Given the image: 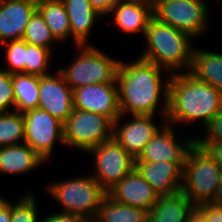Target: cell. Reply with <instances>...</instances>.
<instances>
[{"instance_id": "f546056e", "label": "cell", "mask_w": 222, "mask_h": 222, "mask_svg": "<svg viewBox=\"0 0 222 222\" xmlns=\"http://www.w3.org/2000/svg\"><path fill=\"white\" fill-rule=\"evenodd\" d=\"M6 61L9 68L5 69L9 74L25 73L26 42L23 39L6 41Z\"/></svg>"}, {"instance_id": "277c9868", "label": "cell", "mask_w": 222, "mask_h": 222, "mask_svg": "<svg viewBox=\"0 0 222 222\" xmlns=\"http://www.w3.org/2000/svg\"><path fill=\"white\" fill-rule=\"evenodd\" d=\"M221 172L207 151L194 143L185 157L181 191L195 207L212 203Z\"/></svg>"}, {"instance_id": "e575fe53", "label": "cell", "mask_w": 222, "mask_h": 222, "mask_svg": "<svg viewBox=\"0 0 222 222\" xmlns=\"http://www.w3.org/2000/svg\"><path fill=\"white\" fill-rule=\"evenodd\" d=\"M82 217L68 212L53 213L38 222H78Z\"/></svg>"}, {"instance_id": "5b68a950", "label": "cell", "mask_w": 222, "mask_h": 222, "mask_svg": "<svg viewBox=\"0 0 222 222\" xmlns=\"http://www.w3.org/2000/svg\"><path fill=\"white\" fill-rule=\"evenodd\" d=\"M79 55L67 68H58L72 90L90 84L117 83L119 62L92 45H77Z\"/></svg>"}, {"instance_id": "52a82bcc", "label": "cell", "mask_w": 222, "mask_h": 222, "mask_svg": "<svg viewBox=\"0 0 222 222\" xmlns=\"http://www.w3.org/2000/svg\"><path fill=\"white\" fill-rule=\"evenodd\" d=\"M113 121L103 115L73 109L63 124L64 144L88 152L113 138Z\"/></svg>"}, {"instance_id": "836d02e7", "label": "cell", "mask_w": 222, "mask_h": 222, "mask_svg": "<svg viewBox=\"0 0 222 222\" xmlns=\"http://www.w3.org/2000/svg\"><path fill=\"white\" fill-rule=\"evenodd\" d=\"M203 147L207 153L218 163L222 168V142H195Z\"/></svg>"}, {"instance_id": "d4e9b609", "label": "cell", "mask_w": 222, "mask_h": 222, "mask_svg": "<svg viewBox=\"0 0 222 222\" xmlns=\"http://www.w3.org/2000/svg\"><path fill=\"white\" fill-rule=\"evenodd\" d=\"M96 217L99 222H148V211L117 202L107 195Z\"/></svg>"}, {"instance_id": "7402d4cb", "label": "cell", "mask_w": 222, "mask_h": 222, "mask_svg": "<svg viewBox=\"0 0 222 222\" xmlns=\"http://www.w3.org/2000/svg\"><path fill=\"white\" fill-rule=\"evenodd\" d=\"M198 80L222 92V54L193 49L191 70Z\"/></svg>"}, {"instance_id": "9a60e30c", "label": "cell", "mask_w": 222, "mask_h": 222, "mask_svg": "<svg viewBox=\"0 0 222 222\" xmlns=\"http://www.w3.org/2000/svg\"><path fill=\"white\" fill-rule=\"evenodd\" d=\"M184 163L135 161V169L148 181L158 196L173 195L181 191Z\"/></svg>"}, {"instance_id": "7a4b0ae2", "label": "cell", "mask_w": 222, "mask_h": 222, "mask_svg": "<svg viewBox=\"0 0 222 222\" xmlns=\"http://www.w3.org/2000/svg\"><path fill=\"white\" fill-rule=\"evenodd\" d=\"M168 75L166 124L173 126L200 120L205 126L222 111V92L187 71Z\"/></svg>"}, {"instance_id": "5bb4252c", "label": "cell", "mask_w": 222, "mask_h": 222, "mask_svg": "<svg viewBox=\"0 0 222 222\" xmlns=\"http://www.w3.org/2000/svg\"><path fill=\"white\" fill-rule=\"evenodd\" d=\"M171 125L165 124L144 147L143 152L135 161L143 162H185L190 147L195 143L194 138L180 143L176 139Z\"/></svg>"}, {"instance_id": "f1b7e54d", "label": "cell", "mask_w": 222, "mask_h": 222, "mask_svg": "<svg viewBox=\"0 0 222 222\" xmlns=\"http://www.w3.org/2000/svg\"><path fill=\"white\" fill-rule=\"evenodd\" d=\"M32 193H27L18 199L16 204L11 203V222H38L37 200Z\"/></svg>"}, {"instance_id": "6da1fadb", "label": "cell", "mask_w": 222, "mask_h": 222, "mask_svg": "<svg viewBox=\"0 0 222 222\" xmlns=\"http://www.w3.org/2000/svg\"><path fill=\"white\" fill-rule=\"evenodd\" d=\"M162 70L164 68L140 57L128 64L119 62L116 82L121 117L128 113L131 116L154 115L163 95V102H160L163 107L158 112L166 122L169 80L163 83Z\"/></svg>"}, {"instance_id": "4fadbf2b", "label": "cell", "mask_w": 222, "mask_h": 222, "mask_svg": "<svg viewBox=\"0 0 222 222\" xmlns=\"http://www.w3.org/2000/svg\"><path fill=\"white\" fill-rule=\"evenodd\" d=\"M155 115H133L131 121H126L122 125L120 116L113 123V138L133 157L138 158L143 152L147 143L155 136L162 127L153 122Z\"/></svg>"}, {"instance_id": "ffe728a7", "label": "cell", "mask_w": 222, "mask_h": 222, "mask_svg": "<svg viewBox=\"0 0 222 222\" xmlns=\"http://www.w3.org/2000/svg\"><path fill=\"white\" fill-rule=\"evenodd\" d=\"M69 17L75 45H87L88 36L97 18L103 17L88 0H61Z\"/></svg>"}, {"instance_id": "8d00e7d4", "label": "cell", "mask_w": 222, "mask_h": 222, "mask_svg": "<svg viewBox=\"0 0 222 222\" xmlns=\"http://www.w3.org/2000/svg\"><path fill=\"white\" fill-rule=\"evenodd\" d=\"M0 222H11V203L0 196Z\"/></svg>"}, {"instance_id": "ba28073f", "label": "cell", "mask_w": 222, "mask_h": 222, "mask_svg": "<svg viewBox=\"0 0 222 222\" xmlns=\"http://www.w3.org/2000/svg\"><path fill=\"white\" fill-rule=\"evenodd\" d=\"M154 17L193 38L207 32L209 10L204 0H152ZM208 14V15H207Z\"/></svg>"}, {"instance_id": "603a6c76", "label": "cell", "mask_w": 222, "mask_h": 222, "mask_svg": "<svg viewBox=\"0 0 222 222\" xmlns=\"http://www.w3.org/2000/svg\"><path fill=\"white\" fill-rule=\"evenodd\" d=\"M37 11L58 42H63L68 37H72L69 17L61 0H37Z\"/></svg>"}, {"instance_id": "4316f807", "label": "cell", "mask_w": 222, "mask_h": 222, "mask_svg": "<svg viewBox=\"0 0 222 222\" xmlns=\"http://www.w3.org/2000/svg\"><path fill=\"white\" fill-rule=\"evenodd\" d=\"M22 39L29 44L42 46L49 50H51V42H57L52 35L50 28L38 11H36L31 17Z\"/></svg>"}, {"instance_id": "ab89813d", "label": "cell", "mask_w": 222, "mask_h": 222, "mask_svg": "<svg viewBox=\"0 0 222 222\" xmlns=\"http://www.w3.org/2000/svg\"><path fill=\"white\" fill-rule=\"evenodd\" d=\"M120 2H132V3H140V2H153L152 0H116V3Z\"/></svg>"}, {"instance_id": "7c38bea8", "label": "cell", "mask_w": 222, "mask_h": 222, "mask_svg": "<svg viewBox=\"0 0 222 222\" xmlns=\"http://www.w3.org/2000/svg\"><path fill=\"white\" fill-rule=\"evenodd\" d=\"M57 73L40 76L38 108L64 124L73 111V90L63 75Z\"/></svg>"}, {"instance_id": "ac0fdd59", "label": "cell", "mask_w": 222, "mask_h": 222, "mask_svg": "<svg viewBox=\"0 0 222 222\" xmlns=\"http://www.w3.org/2000/svg\"><path fill=\"white\" fill-rule=\"evenodd\" d=\"M195 208L182 191L159 196L148 212V222H188Z\"/></svg>"}, {"instance_id": "f35d334b", "label": "cell", "mask_w": 222, "mask_h": 222, "mask_svg": "<svg viewBox=\"0 0 222 222\" xmlns=\"http://www.w3.org/2000/svg\"><path fill=\"white\" fill-rule=\"evenodd\" d=\"M78 222H99L97 217H82Z\"/></svg>"}, {"instance_id": "484cf974", "label": "cell", "mask_w": 222, "mask_h": 222, "mask_svg": "<svg viewBox=\"0 0 222 222\" xmlns=\"http://www.w3.org/2000/svg\"><path fill=\"white\" fill-rule=\"evenodd\" d=\"M24 143V120L18 111L0 113V147Z\"/></svg>"}, {"instance_id": "d6986e66", "label": "cell", "mask_w": 222, "mask_h": 222, "mask_svg": "<svg viewBox=\"0 0 222 222\" xmlns=\"http://www.w3.org/2000/svg\"><path fill=\"white\" fill-rule=\"evenodd\" d=\"M112 12L115 24L128 34L141 32L145 35L149 21L154 17L153 2H120L112 7Z\"/></svg>"}, {"instance_id": "d6a6232c", "label": "cell", "mask_w": 222, "mask_h": 222, "mask_svg": "<svg viewBox=\"0 0 222 222\" xmlns=\"http://www.w3.org/2000/svg\"><path fill=\"white\" fill-rule=\"evenodd\" d=\"M194 215L201 222H222V206L207 203L196 207Z\"/></svg>"}, {"instance_id": "1f68e13d", "label": "cell", "mask_w": 222, "mask_h": 222, "mask_svg": "<svg viewBox=\"0 0 222 222\" xmlns=\"http://www.w3.org/2000/svg\"><path fill=\"white\" fill-rule=\"evenodd\" d=\"M206 136L196 137L195 142H222V111L217 113L205 126Z\"/></svg>"}, {"instance_id": "44dd1931", "label": "cell", "mask_w": 222, "mask_h": 222, "mask_svg": "<svg viewBox=\"0 0 222 222\" xmlns=\"http://www.w3.org/2000/svg\"><path fill=\"white\" fill-rule=\"evenodd\" d=\"M44 162L26 143L0 147L1 173L19 175L34 170Z\"/></svg>"}, {"instance_id": "83f0119b", "label": "cell", "mask_w": 222, "mask_h": 222, "mask_svg": "<svg viewBox=\"0 0 222 222\" xmlns=\"http://www.w3.org/2000/svg\"><path fill=\"white\" fill-rule=\"evenodd\" d=\"M51 52L48 48L26 42L25 74L49 75L47 70L50 67Z\"/></svg>"}, {"instance_id": "74e56055", "label": "cell", "mask_w": 222, "mask_h": 222, "mask_svg": "<svg viewBox=\"0 0 222 222\" xmlns=\"http://www.w3.org/2000/svg\"><path fill=\"white\" fill-rule=\"evenodd\" d=\"M213 204L222 206V172L220 174V179L218 182V187L216 189V193L213 199Z\"/></svg>"}, {"instance_id": "60d3db41", "label": "cell", "mask_w": 222, "mask_h": 222, "mask_svg": "<svg viewBox=\"0 0 222 222\" xmlns=\"http://www.w3.org/2000/svg\"><path fill=\"white\" fill-rule=\"evenodd\" d=\"M192 222H201L195 215L192 217Z\"/></svg>"}, {"instance_id": "4dcf8cb0", "label": "cell", "mask_w": 222, "mask_h": 222, "mask_svg": "<svg viewBox=\"0 0 222 222\" xmlns=\"http://www.w3.org/2000/svg\"><path fill=\"white\" fill-rule=\"evenodd\" d=\"M14 87L11 81V74L5 69H0V113L9 112L14 107ZM10 107V108H9Z\"/></svg>"}, {"instance_id": "8992f818", "label": "cell", "mask_w": 222, "mask_h": 222, "mask_svg": "<svg viewBox=\"0 0 222 222\" xmlns=\"http://www.w3.org/2000/svg\"><path fill=\"white\" fill-rule=\"evenodd\" d=\"M50 193L63 207V212L81 217H96L107 191L93 178H72L48 186Z\"/></svg>"}, {"instance_id": "30bf717a", "label": "cell", "mask_w": 222, "mask_h": 222, "mask_svg": "<svg viewBox=\"0 0 222 222\" xmlns=\"http://www.w3.org/2000/svg\"><path fill=\"white\" fill-rule=\"evenodd\" d=\"M88 153L95 157L93 178L108 191L135 168L133 158L114 138L104 141Z\"/></svg>"}, {"instance_id": "cb8c5ba5", "label": "cell", "mask_w": 222, "mask_h": 222, "mask_svg": "<svg viewBox=\"0 0 222 222\" xmlns=\"http://www.w3.org/2000/svg\"><path fill=\"white\" fill-rule=\"evenodd\" d=\"M14 87V111L20 113L38 108L40 76L25 73L11 74Z\"/></svg>"}, {"instance_id": "3957f363", "label": "cell", "mask_w": 222, "mask_h": 222, "mask_svg": "<svg viewBox=\"0 0 222 222\" xmlns=\"http://www.w3.org/2000/svg\"><path fill=\"white\" fill-rule=\"evenodd\" d=\"M144 37L147 50L140 58L159 67L163 66L171 74L179 73L183 68L185 72L191 70L194 47L191 45L192 42L190 43L192 37L189 34L153 17L149 21Z\"/></svg>"}, {"instance_id": "9c48e42d", "label": "cell", "mask_w": 222, "mask_h": 222, "mask_svg": "<svg viewBox=\"0 0 222 222\" xmlns=\"http://www.w3.org/2000/svg\"><path fill=\"white\" fill-rule=\"evenodd\" d=\"M24 143L28 144L46 162L56 141L64 145L63 123L40 108L22 112Z\"/></svg>"}, {"instance_id": "e0dca14e", "label": "cell", "mask_w": 222, "mask_h": 222, "mask_svg": "<svg viewBox=\"0 0 222 222\" xmlns=\"http://www.w3.org/2000/svg\"><path fill=\"white\" fill-rule=\"evenodd\" d=\"M37 11V0H5L0 4V42L22 39Z\"/></svg>"}, {"instance_id": "2e32d148", "label": "cell", "mask_w": 222, "mask_h": 222, "mask_svg": "<svg viewBox=\"0 0 222 222\" xmlns=\"http://www.w3.org/2000/svg\"><path fill=\"white\" fill-rule=\"evenodd\" d=\"M107 195L120 203L150 211L159 197L152 186L134 168L107 191Z\"/></svg>"}, {"instance_id": "d590c367", "label": "cell", "mask_w": 222, "mask_h": 222, "mask_svg": "<svg viewBox=\"0 0 222 222\" xmlns=\"http://www.w3.org/2000/svg\"><path fill=\"white\" fill-rule=\"evenodd\" d=\"M90 4L102 15L109 14L116 0H88Z\"/></svg>"}, {"instance_id": "8fae6325", "label": "cell", "mask_w": 222, "mask_h": 222, "mask_svg": "<svg viewBox=\"0 0 222 222\" xmlns=\"http://www.w3.org/2000/svg\"><path fill=\"white\" fill-rule=\"evenodd\" d=\"M73 109L100 114L116 121L121 115L117 83L90 84L74 89Z\"/></svg>"}]
</instances>
